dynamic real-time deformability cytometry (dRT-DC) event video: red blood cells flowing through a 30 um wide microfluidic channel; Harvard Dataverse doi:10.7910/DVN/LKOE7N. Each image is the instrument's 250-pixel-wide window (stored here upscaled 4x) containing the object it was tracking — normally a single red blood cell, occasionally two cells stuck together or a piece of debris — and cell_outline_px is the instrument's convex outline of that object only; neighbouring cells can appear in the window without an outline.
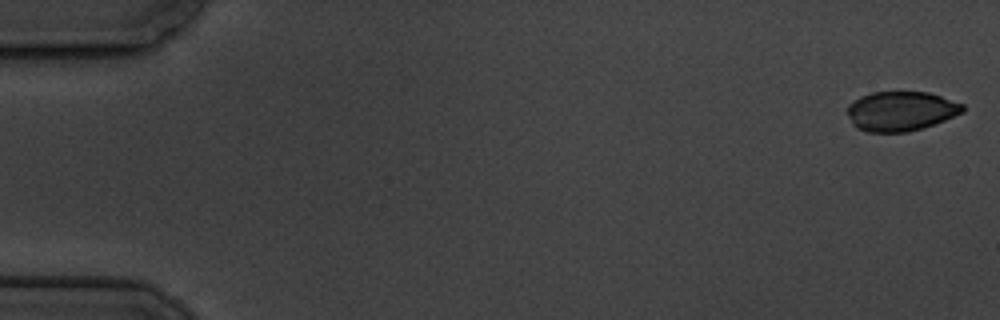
{"species": "common noctule bat (a hibernating species)", "species_latin": "Nyctalus noctula", "temperature_condition": "cold", "stored_images_in_passage": 5, "camera_frame_rate_fps": 3000, "um_per_image_px": 0.085, "animal": {"sex": "male", "body_mass_g": 19.5, "forearm_length_mm": 54.6}, "frame": {"image": 1, "passage_image": 1, "time_ms": 0.0, "image_size_px": [1000, 320], "cell_outline_px": [[964, 112], [944, 120], [908, 132], [868, 132], [856, 128], [852, 124], [848, 116], [848, 104], [860, 96], [872, 92], [928, 92], [964, 104]], "centroid_in_image_um": [76.55, 9.44], "position_along_channel_um": 8.5, "area_um2": 26.53}}
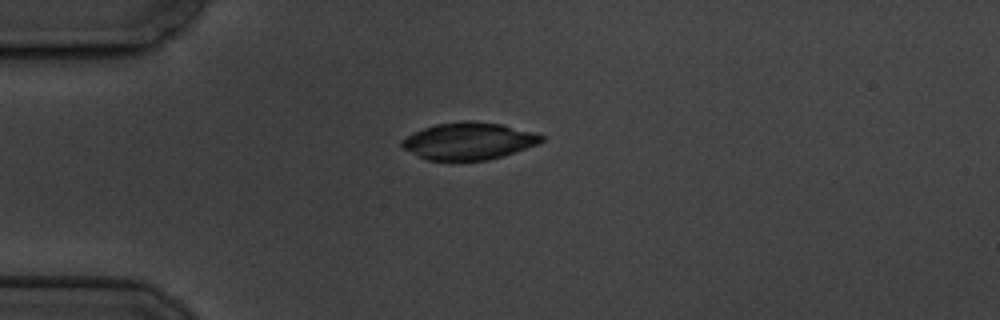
{"frame": {"image": 2, "passage_image": 5, "time_ms": 4.667, "image_size_px": [1000, 320], "cell_outline_px": [[544, 140], [536, 144], [504, 156], [488, 160], [428, 160], [404, 148], [400, 144], [400, 140], [424, 128], [436, 124], [460, 120], [472, 120], [500, 124], [532, 132], [544, 136]], "centroid_in_image_um": [39.84, 11.98], "position_along_channel_um": 45.2, "area_um2": 29.82}}